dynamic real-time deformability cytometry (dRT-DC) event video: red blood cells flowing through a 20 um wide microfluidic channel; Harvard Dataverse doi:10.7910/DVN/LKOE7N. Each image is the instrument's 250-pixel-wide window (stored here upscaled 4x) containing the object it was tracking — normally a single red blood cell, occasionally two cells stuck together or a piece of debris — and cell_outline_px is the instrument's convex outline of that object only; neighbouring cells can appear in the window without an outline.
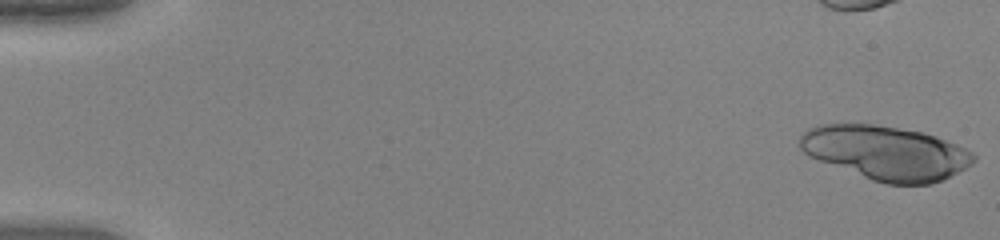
{"species": "human", "species_latin": "Homo sapiens", "temperature_condition": "warm", "stored_images_in_passage": 43, "camera_frame_rate_fps": 3000, "um_per_image_px": 0.085, "donor": {"sex": "female"}, "frame": {"image": 1, "passage_image": 1, "time_ms": 0.0, "image_size_px": [1000, 240], "cell_outline_px": [[976, 160], [972, 164], [944, 180], [932, 184], [884, 184], [872, 180], [808, 156], [800, 148], [800, 136], [808, 128], [820, 124], [872, 124], [924, 132], [936, 136], [956, 144], [972, 152], [976, 156]], "centroid_in_image_um": [75.32, 12.99], "position_along_channel_um": 9.7, "area_um2": 54.68}}